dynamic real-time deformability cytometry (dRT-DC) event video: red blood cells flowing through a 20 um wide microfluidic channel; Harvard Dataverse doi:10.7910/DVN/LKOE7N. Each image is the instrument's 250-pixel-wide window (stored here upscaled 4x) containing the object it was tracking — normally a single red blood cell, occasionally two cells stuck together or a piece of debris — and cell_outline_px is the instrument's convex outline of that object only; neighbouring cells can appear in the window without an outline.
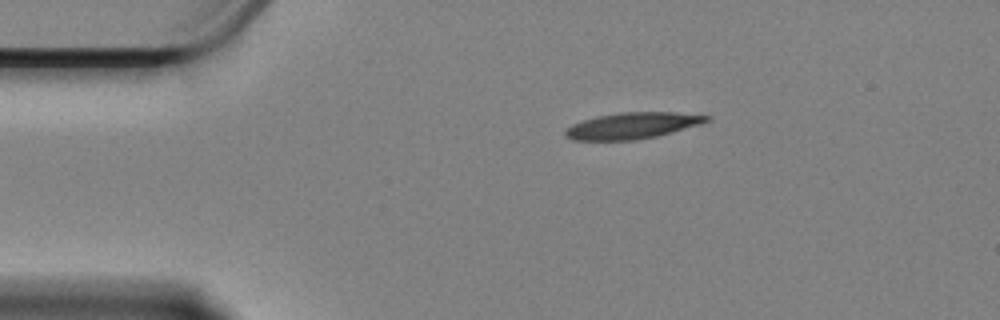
{"species": "Egyptian fruit bat (a non-hibernating species)", "species_latin": "Rousettus aegyptiacus", "temperature_condition": "cold", "stored_images_in_passage": 20, "camera_frame_rate_fps": 3000, "um_per_image_px": 0.085, "animal": {"sex": "female"}, "frame": {"image": 1, "passage_image": 1, "time_ms": 0.0, "image_size_px": [1000, 320], "cell_outline_px": [[712, 120], [656, 136], [632, 140], [572, 140], [564, 136], [564, 132], [572, 124], [596, 116], [620, 112], [676, 112], [712, 116]], "centroid_in_image_um": [53.73, 10.67], "position_along_channel_um": 31.3, "area_um2": 21.44}}
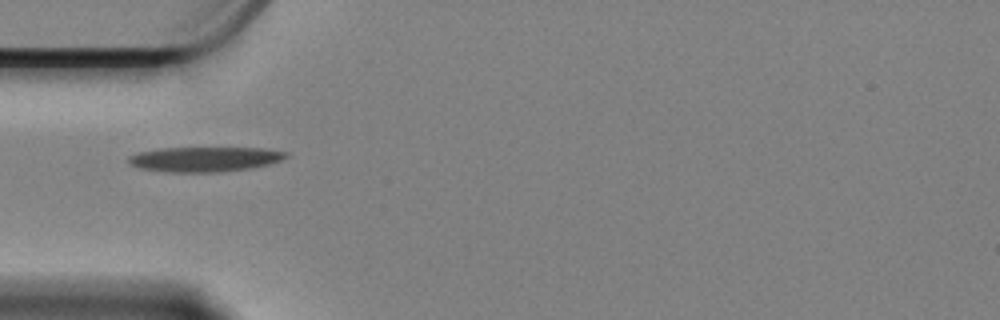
{"frame": {"image": 2, "passage_image": 8, "time_ms": 2.333, "image_size_px": [1000, 320], "cell_outline_px": [[288, 156], [280, 160], [268, 164], [252, 168], [216, 172], [168, 172], [140, 168], [132, 164], [128, 160], [128, 156], [140, 152], [160, 148], [264, 148], [288, 152]], "centroid_in_image_um": [17.42, 13.53], "position_along_channel_um": 67.6, "area_um2": 22.66}}